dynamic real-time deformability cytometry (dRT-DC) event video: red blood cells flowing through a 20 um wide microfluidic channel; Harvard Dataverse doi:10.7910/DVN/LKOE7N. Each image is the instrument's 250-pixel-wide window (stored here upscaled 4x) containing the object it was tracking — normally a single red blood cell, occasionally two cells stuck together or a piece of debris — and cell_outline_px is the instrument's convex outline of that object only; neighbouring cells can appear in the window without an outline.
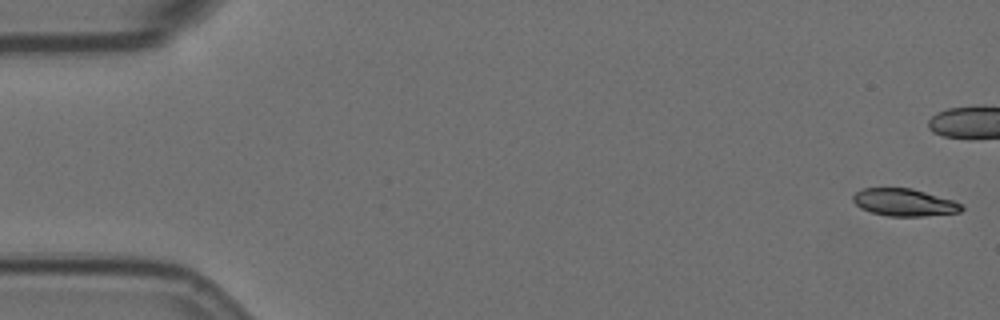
{"species": "Egyptian fruit bat (a non-hibernating species)", "species_latin": "Rousettus aegyptiacus", "temperature_condition": "room temperature", "stored_images_in_passage": 31, "camera_frame_rate_fps": 3000, "um_per_image_px": 0.085, "animal": {"sex": "female"}, "frame": {"image": 1, "passage_image": 1, "time_ms": 0.0, "image_size_px": [1000, 320], "cell_outline_px": [[964, 208], [960, 212], [924, 216], [888, 216], [872, 212], [860, 208], [852, 200], [852, 196], [856, 192], [864, 188], [912, 188], [952, 200], [960, 204]], "centroid_in_image_um": [76.83, 17.2], "position_along_channel_um": 8.2, "area_um2": 17.17}}
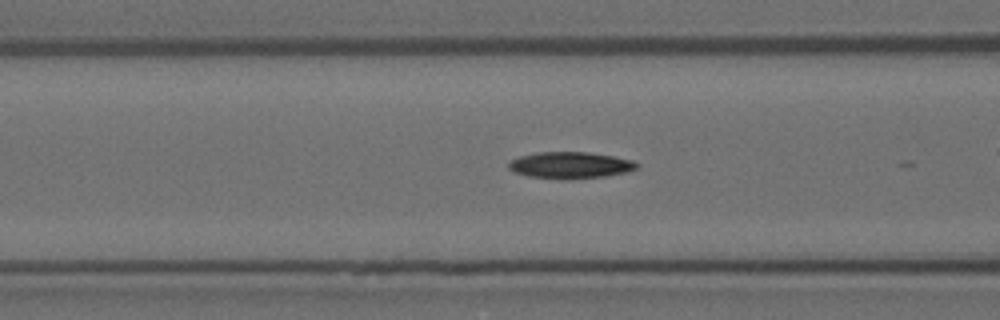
{"frame": {"image": 2, "passage_image": 22, "time_ms": 7.0, "image_size_px": [1000, 320], "cell_outline_px": [[640, 168], [628, 172], [604, 176], [528, 176], [516, 172], [508, 168], [508, 164], [512, 160], [520, 156], [536, 152], [588, 152], [612, 156], [632, 160], [640, 164]], "centroid_in_image_um": [48.54, 13.98], "position_along_channel_um": 118.1, "area_um2": 18.84}}
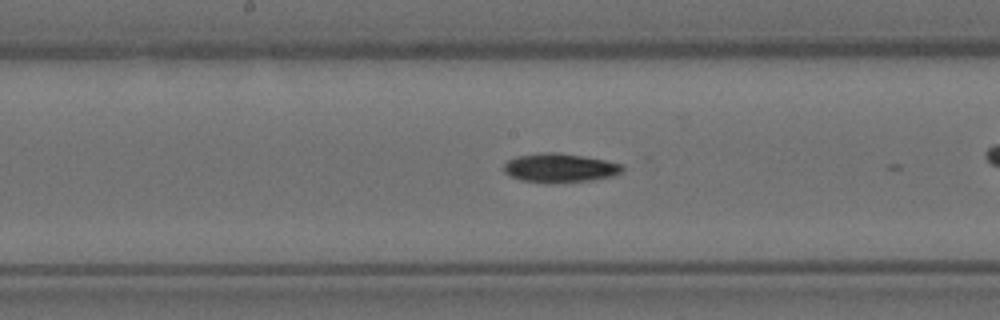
{"frame": {"image": 3, "passage_image": 29, "time_ms": 9.333, "image_size_px": [1000, 320], "cell_outline_px": [[624, 172], [612, 176], [592, 180], [552, 184], [544, 184], [520, 180], [508, 176], [504, 172], [504, 164], [508, 160], [516, 156], [544, 152], [556, 152], [584, 156], [624, 164]], "centroid_in_image_um": [47.58, 14.29], "position_along_channel_um": 200.6, "area_um2": 20.52}}